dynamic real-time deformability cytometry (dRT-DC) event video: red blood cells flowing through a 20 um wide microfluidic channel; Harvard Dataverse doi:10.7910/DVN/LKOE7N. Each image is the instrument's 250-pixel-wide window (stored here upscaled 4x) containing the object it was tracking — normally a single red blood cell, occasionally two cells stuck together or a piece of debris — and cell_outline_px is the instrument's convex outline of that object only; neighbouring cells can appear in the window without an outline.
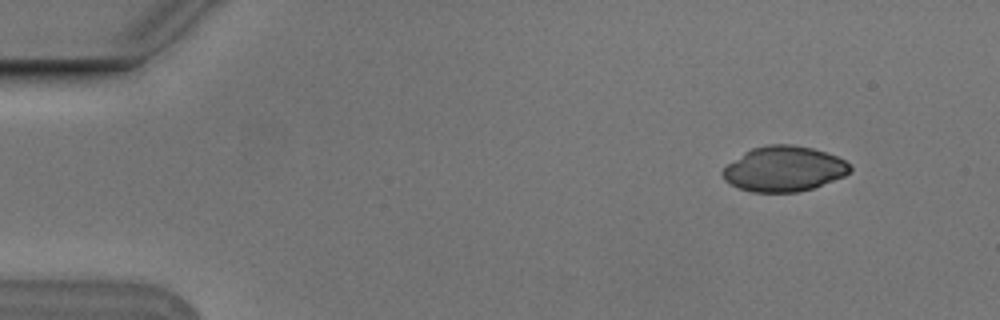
{"species": "Egyptian fruit bat (a non-hibernating species)", "species_latin": "Rousettus aegyptiacus", "temperature_condition": "cold", "stored_images_in_passage": 49, "camera_frame_rate_fps": 3000, "um_per_image_px": 0.085, "animal": {"sex": "male"}, "frame": {"image": 1, "passage_image": 1, "time_ms": 0.0, "image_size_px": [1000, 320], "cell_outline_px": [[852, 168], [844, 176], [812, 188], [796, 192], [752, 192], [740, 188], [724, 180], [720, 172], [728, 164], [744, 152], [752, 148], [768, 144], [792, 144], [812, 148], [828, 152], [844, 160]], "centroid_in_image_um": [66.62, 14.34], "position_along_channel_um": 18.4, "area_um2": 33.41}}